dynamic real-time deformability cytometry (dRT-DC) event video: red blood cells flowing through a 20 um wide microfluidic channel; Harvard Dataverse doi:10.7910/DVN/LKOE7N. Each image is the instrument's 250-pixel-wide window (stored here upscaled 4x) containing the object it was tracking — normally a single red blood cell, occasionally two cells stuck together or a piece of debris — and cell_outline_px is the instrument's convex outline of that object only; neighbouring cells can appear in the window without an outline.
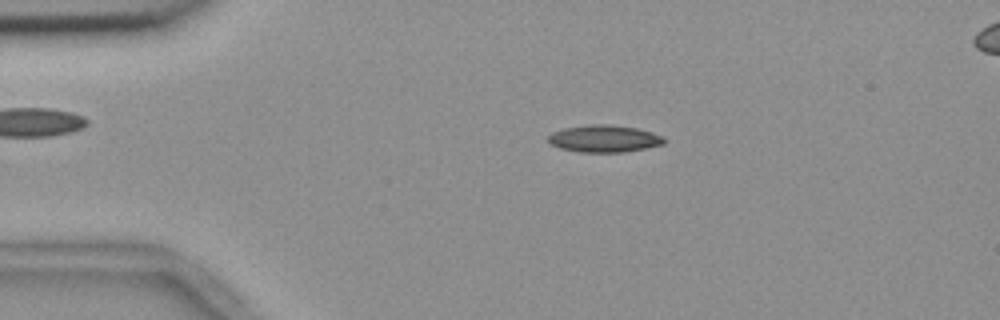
{"species": "common noctule bat (a hibernating species)", "species_latin": "Nyctalus noctula", "temperature_condition": "room temperature", "stored_images_in_passage": 54, "camera_frame_rate_fps": 3000, "um_per_image_px": 0.085, "animal": {"sex": "female", "body_mass_g": 18.4}, "frame": {"image": 1, "passage_image": 10, "time_ms": 3.0, "image_size_px": [1000, 320], "cell_outline_px": [[664, 144], [624, 152], [580, 152], [560, 148], [552, 144], [548, 140], [548, 136], [552, 132], [564, 128], [592, 124], [604, 124], [636, 128], [652, 132], [664, 136]], "centroid_in_image_um": [51.35, 11.78], "position_along_channel_um": 33.6, "area_um2": 18.15}}
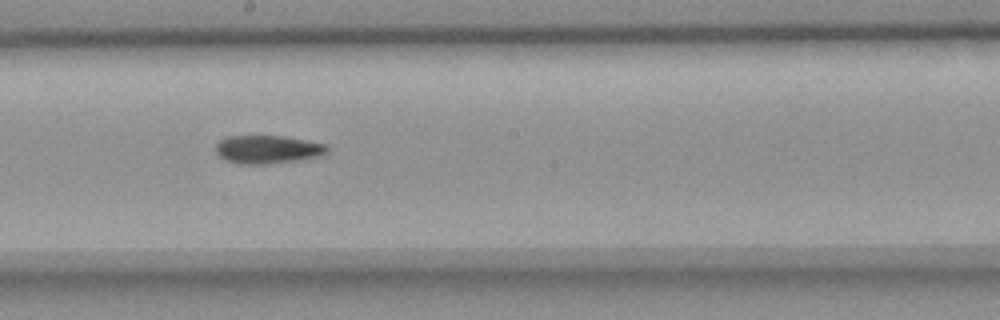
{"frame": {"image": 2, "passage_image": 29, "time_ms": 9.333, "image_size_px": [1000, 320], "cell_outline_px": [[328, 152], [320, 156], [296, 160], [264, 164], [236, 164], [224, 160], [216, 152], [216, 144], [220, 140], [228, 136], [284, 136], [324, 144], [328, 148]], "centroid_in_image_um": [22.71, 12.7], "position_along_channel_um": 225.5, "area_um2": 18.21}}
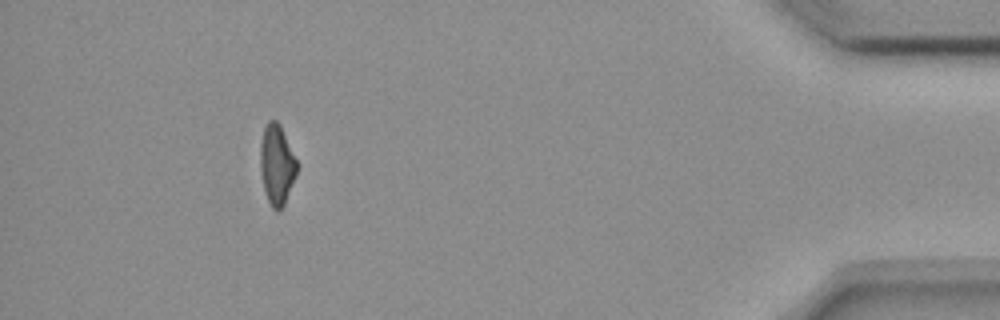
{"frame": {"image": 3, "passage_image": 49, "time_ms": 16.0, "image_size_px": [1000, 320], "cell_outline_px": [[296, 176], [284, 204], [276, 212], [272, 208], [264, 192], [260, 172], [260, 144], [264, 128], [268, 120], [276, 120], [280, 124], [296, 160]], "centroid_in_image_um": [23.5, 14.0], "position_along_channel_um": 411.7, "area_um2": 16.99}, "authors_computed_cell_mechanics": {"area_um2": 18.0047, "velocity_mm_per_s": 3.696, "shape_relaxation_time_tau1_ms": 10.9707, "shape_relaxation_time_tau2_ms": null, "deformation_change_tau1": 0.2212, "deformation_change_tau2": null}}